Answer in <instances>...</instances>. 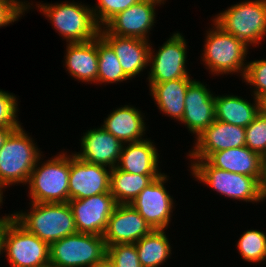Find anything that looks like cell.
Here are the masks:
<instances>
[{
    "label": "cell",
    "mask_w": 266,
    "mask_h": 267,
    "mask_svg": "<svg viewBox=\"0 0 266 267\" xmlns=\"http://www.w3.org/2000/svg\"><path fill=\"white\" fill-rule=\"evenodd\" d=\"M28 214L16 212L11 217L26 231L49 245L77 233L71 207L66 203H31Z\"/></svg>",
    "instance_id": "6da1fadb"
},
{
    "label": "cell",
    "mask_w": 266,
    "mask_h": 267,
    "mask_svg": "<svg viewBox=\"0 0 266 267\" xmlns=\"http://www.w3.org/2000/svg\"><path fill=\"white\" fill-rule=\"evenodd\" d=\"M22 126L14 130L0 150V195L2 188L12 184L28 183L41 153Z\"/></svg>",
    "instance_id": "7a4b0ae2"
},
{
    "label": "cell",
    "mask_w": 266,
    "mask_h": 267,
    "mask_svg": "<svg viewBox=\"0 0 266 267\" xmlns=\"http://www.w3.org/2000/svg\"><path fill=\"white\" fill-rule=\"evenodd\" d=\"M2 239L11 267H50V245L26 231L10 215L2 217Z\"/></svg>",
    "instance_id": "3957f363"
},
{
    "label": "cell",
    "mask_w": 266,
    "mask_h": 267,
    "mask_svg": "<svg viewBox=\"0 0 266 267\" xmlns=\"http://www.w3.org/2000/svg\"><path fill=\"white\" fill-rule=\"evenodd\" d=\"M70 156L64 152L34 166L28 180L31 203H66L69 201Z\"/></svg>",
    "instance_id": "277c9868"
},
{
    "label": "cell",
    "mask_w": 266,
    "mask_h": 267,
    "mask_svg": "<svg viewBox=\"0 0 266 267\" xmlns=\"http://www.w3.org/2000/svg\"><path fill=\"white\" fill-rule=\"evenodd\" d=\"M37 6L69 43L87 42L100 34L101 27L97 24L91 7L87 5L66 2Z\"/></svg>",
    "instance_id": "5b68a950"
},
{
    "label": "cell",
    "mask_w": 266,
    "mask_h": 267,
    "mask_svg": "<svg viewBox=\"0 0 266 267\" xmlns=\"http://www.w3.org/2000/svg\"><path fill=\"white\" fill-rule=\"evenodd\" d=\"M213 22L248 46L259 44L266 34V0H247L232 5Z\"/></svg>",
    "instance_id": "8992f818"
},
{
    "label": "cell",
    "mask_w": 266,
    "mask_h": 267,
    "mask_svg": "<svg viewBox=\"0 0 266 267\" xmlns=\"http://www.w3.org/2000/svg\"><path fill=\"white\" fill-rule=\"evenodd\" d=\"M213 25L215 28L207 32L204 54L201 58L213 74L237 72L241 73L243 78L247 68L244 59L248 45L232 34L226 33L215 22Z\"/></svg>",
    "instance_id": "52a82bcc"
},
{
    "label": "cell",
    "mask_w": 266,
    "mask_h": 267,
    "mask_svg": "<svg viewBox=\"0 0 266 267\" xmlns=\"http://www.w3.org/2000/svg\"><path fill=\"white\" fill-rule=\"evenodd\" d=\"M50 267H91L107 255L103 236L74 233L50 244Z\"/></svg>",
    "instance_id": "ba28073f"
},
{
    "label": "cell",
    "mask_w": 266,
    "mask_h": 267,
    "mask_svg": "<svg viewBox=\"0 0 266 267\" xmlns=\"http://www.w3.org/2000/svg\"><path fill=\"white\" fill-rule=\"evenodd\" d=\"M192 162L190 166L192 175L220 195L239 201H261V179L215 168L207 160Z\"/></svg>",
    "instance_id": "9c48e42d"
},
{
    "label": "cell",
    "mask_w": 266,
    "mask_h": 267,
    "mask_svg": "<svg viewBox=\"0 0 266 267\" xmlns=\"http://www.w3.org/2000/svg\"><path fill=\"white\" fill-rule=\"evenodd\" d=\"M186 40L180 33H174L153 56L149 51V83H161L174 79L190 78L186 71ZM151 63V64H150Z\"/></svg>",
    "instance_id": "30bf717a"
},
{
    "label": "cell",
    "mask_w": 266,
    "mask_h": 267,
    "mask_svg": "<svg viewBox=\"0 0 266 267\" xmlns=\"http://www.w3.org/2000/svg\"><path fill=\"white\" fill-rule=\"evenodd\" d=\"M77 232L102 236L117 203L110 192L68 201Z\"/></svg>",
    "instance_id": "8fae6325"
},
{
    "label": "cell",
    "mask_w": 266,
    "mask_h": 267,
    "mask_svg": "<svg viewBox=\"0 0 266 267\" xmlns=\"http://www.w3.org/2000/svg\"><path fill=\"white\" fill-rule=\"evenodd\" d=\"M167 179L160 175L130 203L153 229L165 230L171 219L173 199L164 187Z\"/></svg>",
    "instance_id": "7c38bea8"
},
{
    "label": "cell",
    "mask_w": 266,
    "mask_h": 267,
    "mask_svg": "<svg viewBox=\"0 0 266 267\" xmlns=\"http://www.w3.org/2000/svg\"><path fill=\"white\" fill-rule=\"evenodd\" d=\"M70 156L69 200L110 192L111 169ZM110 170V171H109Z\"/></svg>",
    "instance_id": "4fadbf2b"
},
{
    "label": "cell",
    "mask_w": 266,
    "mask_h": 267,
    "mask_svg": "<svg viewBox=\"0 0 266 267\" xmlns=\"http://www.w3.org/2000/svg\"><path fill=\"white\" fill-rule=\"evenodd\" d=\"M154 229L131 204H117L102 235L106 246L135 244Z\"/></svg>",
    "instance_id": "5bb4252c"
},
{
    "label": "cell",
    "mask_w": 266,
    "mask_h": 267,
    "mask_svg": "<svg viewBox=\"0 0 266 267\" xmlns=\"http://www.w3.org/2000/svg\"><path fill=\"white\" fill-rule=\"evenodd\" d=\"M161 3L164 4L161 0H140L117 13L104 28L113 35L148 40L147 34L155 23L154 7Z\"/></svg>",
    "instance_id": "9a60e30c"
},
{
    "label": "cell",
    "mask_w": 266,
    "mask_h": 267,
    "mask_svg": "<svg viewBox=\"0 0 266 267\" xmlns=\"http://www.w3.org/2000/svg\"><path fill=\"white\" fill-rule=\"evenodd\" d=\"M196 139L194 150L189 156L193 160H206L214 152L245 146L246 132L242 126L215 119Z\"/></svg>",
    "instance_id": "2e32d148"
},
{
    "label": "cell",
    "mask_w": 266,
    "mask_h": 267,
    "mask_svg": "<svg viewBox=\"0 0 266 267\" xmlns=\"http://www.w3.org/2000/svg\"><path fill=\"white\" fill-rule=\"evenodd\" d=\"M215 120V96L203 83L195 79L189 84L185 96V109L181 123L187 125L196 137Z\"/></svg>",
    "instance_id": "e0dca14e"
},
{
    "label": "cell",
    "mask_w": 266,
    "mask_h": 267,
    "mask_svg": "<svg viewBox=\"0 0 266 267\" xmlns=\"http://www.w3.org/2000/svg\"><path fill=\"white\" fill-rule=\"evenodd\" d=\"M82 151L76 155L79 159L107 167L115 168L119 161L123 143L102 126L88 130L81 138Z\"/></svg>",
    "instance_id": "ac0fdd59"
},
{
    "label": "cell",
    "mask_w": 266,
    "mask_h": 267,
    "mask_svg": "<svg viewBox=\"0 0 266 267\" xmlns=\"http://www.w3.org/2000/svg\"><path fill=\"white\" fill-rule=\"evenodd\" d=\"M100 35L114 49L122 70L129 79L138 75L149 64L148 40L113 35L104 27L100 28Z\"/></svg>",
    "instance_id": "d6986e66"
},
{
    "label": "cell",
    "mask_w": 266,
    "mask_h": 267,
    "mask_svg": "<svg viewBox=\"0 0 266 267\" xmlns=\"http://www.w3.org/2000/svg\"><path fill=\"white\" fill-rule=\"evenodd\" d=\"M213 167L262 179L266 160L246 146L212 153L206 159Z\"/></svg>",
    "instance_id": "ffe728a7"
},
{
    "label": "cell",
    "mask_w": 266,
    "mask_h": 267,
    "mask_svg": "<svg viewBox=\"0 0 266 267\" xmlns=\"http://www.w3.org/2000/svg\"><path fill=\"white\" fill-rule=\"evenodd\" d=\"M128 145L127 147L124 145ZM123 144L117 168L133 174L162 175L158 171L159 154L153 142L144 139Z\"/></svg>",
    "instance_id": "44dd1931"
},
{
    "label": "cell",
    "mask_w": 266,
    "mask_h": 267,
    "mask_svg": "<svg viewBox=\"0 0 266 267\" xmlns=\"http://www.w3.org/2000/svg\"><path fill=\"white\" fill-rule=\"evenodd\" d=\"M65 65L72 78L82 82H97L98 52L97 37L87 42L67 45Z\"/></svg>",
    "instance_id": "7402d4cb"
},
{
    "label": "cell",
    "mask_w": 266,
    "mask_h": 267,
    "mask_svg": "<svg viewBox=\"0 0 266 267\" xmlns=\"http://www.w3.org/2000/svg\"><path fill=\"white\" fill-rule=\"evenodd\" d=\"M102 127L123 144L144 140L142 136L146 130L141 112L128 105L110 113Z\"/></svg>",
    "instance_id": "603a6c76"
},
{
    "label": "cell",
    "mask_w": 266,
    "mask_h": 267,
    "mask_svg": "<svg viewBox=\"0 0 266 267\" xmlns=\"http://www.w3.org/2000/svg\"><path fill=\"white\" fill-rule=\"evenodd\" d=\"M191 78L149 83L151 94L158 108L171 118L181 121L185 109V96Z\"/></svg>",
    "instance_id": "cb8c5ba5"
},
{
    "label": "cell",
    "mask_w": 266,
    "mask_h": 267,
    "mask_svg": "<svg viewBox=\"0 0 266 267\" xmlns=\"http://www.w3.org/2000/svg\"><path fill=\"white\" fill-rule=\"evenodd\" d=\"M254 104L234 96H215V119L246 128L259 114L258 99Z\"/></svg>",
    "instance_id": "d4e9b609"
},
{
    "label": "cell",
    "mask_w": 266,
    "mask_h": 267,
    "mask_svg": "<svg viewBox=\"0 0 266 267\" xmlns=\"http://www.w3.org/2000/svg\"><path fill=\"white\" fill-rule=\"evenodd\" d=\"M160 175H142L111 169L110 193L117 204H130L138 194Z\"/></svg>",
    "instance_id": "484cf974"
},
{
    "label": "cell",
    "mask_w": 266,
    "mask_h": 267,
    "mask_svg": "<svg viewBox=\"0 0 266 267\" xmlns=\"http://www.w3.org/2000/svg\"><path fill=\"white\" fill-rule=\"evenodd\" d=\"M142 267H159L170 257L171 247L164 229H154L135 243Z\"/></svg>",
    "instance_id": "4316f807"
},
{
    "label": "cell",
    "mask_w": 266,
    "mask_h": 267,
    "mask_svg": "<svg viewBox=\"0 0 266 267\" xmlns=\"http://www.w3.org/2000/svg\"><path fill=\"white\" fill-rule=\"evenodd\" d=\"M97 52V83H117L129 80L122 70L114 49L100 34L97 36Z\"/></svg>",
    "instance_id": "83f0119b"
},
{
    "label": "cell",
    "mask_w": 266,
    "mask_h": 267,
    "mask_svg": "<svg viewBox=\"0 0 266 267\" xmlns=\"http://www.w3.org/2000/svg\"><path fill=\"white\" fill-rule=\"evenodd\" d=\"M237 247L245 261L261 263L266 259V234L263 231L247 230L241 235Z\"/></svg>",
    "instance_id": "f1b7e54d"
},
{
    "label": "cell",
    "mask_w": 266,
    "mask_h": 267,
    "mask_svg": "<svg viewBox=\"0 0 266 267\" xmlns=\"http://www.w3.org/2000/svg\"><path fill=\"white\" fill-rule=\"evenodd\" d=\"M245 132V146L266 160V116L259 113Z\"/></svg>",
    "instance_id": "f546056e"
},
{
    "label": "cell",
    "mask_w": 266,
    "mask_h": 267,
    "mask_svg": "<svg viewBox=\"0 0 266 267\" xmlns=\"http://www.w3.org/2000/svg\"><path fill=\"white\" fill-rule=\"evenodd\" d=\"M106 257L114 267H142L135 244L110 245Z\"/></svg>",
    "instance_id": "4dcf8cb0"
},
{
    "label": "cell",
    "mask_w": 266,
    "mask_h": 267,
    "mask_svg": "<svg viewBox=\"0 0 266 267\" xmlns=\"http://www.w3.org/2000/svg\"><path fill=\"white\" fill-rule=\"evenodd\" d=\"M140 0H97L98 5L92 9L97 24L102 27L117 13L138 3Z\"/></svg>",
    "instance_id": "1f68e13d"
},
{
    "label": "cell",
    "mask_w": 266,
    "mask_h": 267,
    "mask_svg": "<svg viewBox=\"0 0 266 267\" xmlns=\"http://www.w3.org/2000/svg\"><path fill=\"white\" fill-rule=\"evenodd\" d=\"M243 79L256 89L253 93L255 98L266 94V59L249 62Z\"/></svg>",
    "instance_id": "d6a6232c"
},
{
    "label": "cell",
    "mask_w": 266,
    "mask_h": 267,
    "mask_svg": "<svg viewBox=\"0 0 266 267\" xmlns=\"http://www.w3.org/2000/svg\"><path fill=\"white\" fill-rule=\"evenodd\" d=\"M17 100L11 93L0 89V127L19 128L17 120Z\"/></svg>",
    "instance_id": "836d02e7"
},
{
    "label": "cell",
    "mask_w": 266,
    "mask_h": 267,
    "mask_svg": "<svg viewBox=\"0 0 266 267\" xmlns=\"http://www.w3.org/2000/svg\"><path fill=\"white\" fill-rule=\"evenodd\" d=\"M28 4L30 3H23L20 0H0V27L17 21L30 7Z\"/></svg>",
    "instance_id": "e575fe53"
},
{
    "label": "cell",
    "mask_w": 266,
    "mask_h": 267,
    "mask_svg": "<svg viewBox=\"0 0 266 267\" xmlns=\"http://www.w3.org/2000/svg\"><path fill=\"white\" fill-rule=\"evenodd\" d=\"M18 128H7V127H0V150L3 147L6 139L9 135Z\"/></svg>",
    "instance_id": "d590c367"
},
{
    "label": "cell",
    "mask_w": 266,
    "mask_h": 267,
    "mask_svg": "<svg viewBox=\"0 0 266 267\" xmlns=\"http://www.w3.org/2000/svg\"><path fill=\"white\" fill-rule=\"evenodd\" d=\"M260 188H261V201L266 199V162L264 164L263 168V174L262 179L260 182Z\"/></svg>",
    "instance_id": "8d00e7d4"
},
{
    "label": "cell",
    "mask_w": 266,
    "mask_h": 267,
    "mask_svg": "<svg viewBox=\"0 0 266 267\" xmlns=\"http://www.w3.org/2000/svg\"><path fill=\"white\" fill-rule=\"evenodd\" d=\"M257 99L259 103V113L266 116V94L259 96Z\"/></svg>",
    "instance_id": "74e56055"
},
{
    "label": "cell",
    "mask_w": 266,
    "mask_h": 267,
    "mask_svg": "<svg viewBox=\"0 0 266 267\" xmlns=\"http://www.w3.org/2000/svg\"><path fill=\"white\" fill-rule=\"evenodd\" d=\"M91 267H114L111 261L105 257L100 262H97L96 264L92 265Z\"/></svg>",
    "instance_id": "f35d334b"
},
{
    "label": "cell",
    "mask_w": 266,
    "mask_h": 267,
    "mask_svg": "<svg viewBox=\"0 0 266 267\" xmlns=\"http://www.w3.org/2000/svg\"><path fill=\"white\" fill-rule=\"evenodd\" d=\"M3 252V239H2V217L0 218V255Z\"/></svg>",
    "instance_id": "ab89813d"
}]
</instances>
